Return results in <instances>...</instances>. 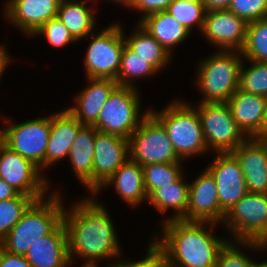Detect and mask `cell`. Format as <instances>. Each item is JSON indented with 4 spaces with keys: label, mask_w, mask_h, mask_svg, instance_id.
I'll return each mask as SVG.
<instances>
[{
    "label": "cell",
    "mask_w": 267,
    "mask_h": 267,
    "mask_svg": "<svg viewBox=\"0 0 267 267\" xmlns=\"http://www.w3.org/2000/svg\"><path fill=\"white\" fill-rule=\"evenodd\" d=\"M68 210L64 208L63 222L67 229L70 262L76 254L86 260L82 267H98L97 260L120 255L113 222L101 203L95 202L94 198H85Z\"/></svg>",
    "instance_id": "cell-1"
},
{
    "label": "cell",
    "mask_w": 267,
    "mask_h": 267,
    "mask_svg": "<svg viewBox=\"0 0 267 267\" xmlns=\"http://www.w3.org/2000/svg\"><path fill=\"white\" fill-rule=\"evenodd\" d=\"M162 224L161 239L154 236L153 241L166 253L170 267H215L228 242L213 235L211 226L217 223L167 220Z\"/></svg>",
    "instance_id": "cell-2"
},
{
    "label": "cell",
    "mask_w": 267,
    "mask_h": 267,
    "mask_svg": "<svg viewBox=\"0 0 267 267\" xmlns=\"http://www.w3.org/2000/svg\"><path fill=\"white\" fill-rule=\"evenodd\" d=\"M63 211L57 192L46 199L35 200L0 246L9 253L25 256L32 244L49 235L63 221Z\"/></svg>",
    "instance_id": "cell-3"
},
{
    "label": "cell",
    "mask_w": 267,
    "mask_h": 267,
    "mask_svg": "<svg viewBox=\"0 0 267 267\" xmlns=\"http://www.w3.org/2000/svg\"><path fill=\"white\" fill-rule=\"evenodd\" d=\"M160 112L149 110L164 126L181 159L207 152L198 111L186 102L174 101Z\"/></svg>",
    "instance_id": "cell-4"
},
{
    "label": "cell",
    "mask_w": 267,
    "mask_h": 267,
    "mask_svg": "<svg viewBox=\"0 0 267 267\" xmlns=\"http://www.w3.org/2000/svg\"><path fill=\"white\" fill-rule=\"evenodd\" d=\"M241 57L240 51L218 50L199 63L196 85L204 96L200 102H227L232 97L239 87Z\"/></svg>",
    "instance_id": "cell-5"
},
{
    "label": "cell",
    "mask_w": 267,
    "mask_h": 267,
    "mask_svg": "<svg viewBox=\"0 0 267 267\" xmlns=\"http://www.w3.org/2000/svg\"><path fill=\"white\" fill-rule=\"evenodd\" d=\"M223 223L239 245L267 249V194L248 192L226 213Z\"/></svg>",
    "instance_id": "cell-6"
},
{
    "label": "cell",
    "mask_w": 267,
    "mask_h": 267,
    "mask_svg": "<svg viewBox=\"0 0 267 267\" xmlns=\"http://www.w3.org/2000/svg\"><path fill=\"white\" fill-rule=\"evenodd\" d=\"M140 96L136 87L118 86L102 107L93 125L99 132L129 139L139 127L144 116L140 113Z\"/></svg>",
    "instance_id": "cell-7"
},
{
    "label": "cell",
    "mask_w": 267,
    "mask_h": 267,
    "mask_svg": "<svg viewBox=\"0 0 267 267\" xmlns=\"http://www.w3.org/2000/svg\"><path fill=\"white\" fill-rule=\"evenodd\" d=\"M129 155L141 166L181 162L163 124L150 111L129 138Z\"/></svg>",
    "instance_id": "cell-8"
},
{
    "label": "cell",
    "mask_w": 267,
    "mask_h": 267,
    "mask_svg": "<svg viewBox=\"0 0 267 267\" xmlns=\"http://www.w3.org/2000/svg\"><path fill=\"white\" fill-rule=\"evenodd\" d=\"M120 25L114 24L90 37L84 66L87 78L91 79H117L120 70L121 55L125 46L124 31Z\"/></svg>",
    "instance_id": "cell-9"
},
{
    "label": "cell",
    "mask_w": 267,
    "mask_h": 267,
    "mask_svg": "<svg viewBox=\"0 0 267 267\" xmlns=\"http://www.w3.org/2000/svg\"><path fill=\"white\" fill-rule=\"evenodd\" d=\"M208 149L232 153L246 136L232 118L227 102L199 103L197 108Z\"/></svg>",
    "instance_id": "cell-10"
},
{
    "label": "cell",
    "mask_w": 267,
    "mask_h": 267,
    "mask_svg": "<svg viewBox=\"0 0 267 267\" xmlns=\"http://www.w3.org/2000/svg\"><path fill=\"white\" fill-rule=\"evenodd\" d=\"M9 125L0 130V141L10 150L43 169L49 141L50 115Z\"/></svg>",
    "instance_id": "cell-11"
},
{
    "label": "cell",
    "mask_w": 267,
    "mask_h": 267,
    "mask_svg": "<svg viewBox=\"0 0 267 267\" xmlns=\"http://www.w3.org/2000/svg\"><path fill=\"white\" fill-rule=\"evenodd\" d=\"M40 168L0 141V178L21 194L42 199L49 182L40 175Z\"/></svg>",
    "instance_id": "cell-12"
},
{
    "label": "cell",
    "mask_w": 267,
    "mask_h": 267,
    "mask_svg": "<svg viewBox=\"0 0 267 267\" xmlns=\"http://www.w3.org/2000/svg\"><path fill=\"white\" fill-rule=\"evenodd\" d=\"M129 139L97 131L94 141L92 193L95 195L130 157Z\"/></svg>",
    "instance_id": "cell-13"
},
{
    "label": "cell",
    "mask_w": 267,
    "mask_h": 267,
    "mask_svg": "<svg viewBox=\"0 0 267 267\" xmlns=\"http://www.w3.org/2000/svg\"><path fill=\"white\" fill-rule=\"evenodd\" d=\"M206 169L216 181L220 208L227 213L248 193L240 163L232 153H217Z\"/></svg>",
    "instance_id": "cell-14"
},
{
    "label": "cell",
    "mask_w": 267,
    "mask_h": 267,
    "mask_svg": "<svg viewBox=\"0 0 267 267\" xmlns=\"http://www.w3.org/2000/svg\"><path fill=\"white\" fill-rule=\"evenodd\" d=\"M225 215L218 201L216 181L206 169L189 184V202L182 220L219 223Z\"/></svg>",
    "instance_id": "cell-15"
},
{
    "label": "cell",
    "mask_w": 267,
    "mask_h": 267,
    "mask_svg": "<svg viewBox=\"0 0 267 267\" xmlns=\"http://www.w3.org/2000/svg\"><path fill=\"white\" fill-rule=\"evenodd\" d=\"M247 23L229 10L207 11L203 32L206 39L223 51H241Z\"/></svg>",
    "instance_id": "cell-16"
},
{
    "label": "cell",
    "mask_w": 267,
    "mask_h": 267,
    "mask_svg": "<svg viewBox=\"0 0 267 267\" xmlns=\"http://www.w3.org/2000/svg\"><path fill=\"white\" fill-rule=\"evenodd\" d=\"M61 0H8L5 17L23 31L33 36L49 20L57 17Z\"/></svg>",
    "instance_id": "cell-17"
},
{
    "label": "cell",
    "mask_w": 267,
    "mask_h": 267,
    "mask_svg": "<svg viewBox=\"0 0 267 267\" xmlns=\"http://www.w3.org/2000/svg\"><path fill=\"white\" fill-rule=\"evenodd\" d=\"M232 154L240 163L247 191L267 194V143L247 138Z\"/></svg>",
    "instance_id": "cell-18"
},
{
    "label": "cell",
    "mask_w": 267,
    "mask_h": 267,
    "mask_svg": "<svg viewBox=\"0 0 267 267\" xmlns=\"http://www.w3.org/2000/svg\"><path fill=\"white\" fill-rule=\"evenodd\" d=\"M25 258L33 267L70 265L67 229L62 221L49 235L30 246Z\"/></svg>",
    "instance_id": "cell-19"
},
{
    "label": "cell",
    "mask_w": 267,
    "mask_h": 267,
    "mask_svg": "<svg viewBox=\"0 0 267 267\" xmlns=\"http://www.w3.org/2000/svg\"><path fill=\"white\" fill-rule=\"evenodd\" d=\"M90 84L76 96L77 105L66 110L82 125L93 126L112 92L119 86L112 79H88Z\"/></svg>",
    "instance_id": "cell-20"
},
{
    "label": "cell",
    "mask_w": 267,
    "mask_h": 267,
    "mask_svg": "<svg viewBox=\"0 0 267 267\" xmlns=\"http://www.w3.org/2000/svg\"><path fill=\"white\" fill-rule=\"evenodd\" d=\"M227 104L238 128L247 138H253L262 125L267 109V98L238 88Z\"/></svg>",
    "instance_id": "cell-21"
},
{
    "label": "cell",
    "mask_w": 267,
    "mask_h": 267,
    "mask_svg": "<svg viewBox=\"0 0 267 267\" xmlns=\"http://www.w3.org/2000/svg\"><path fill=\"white\" fill-rule=\"evenodd\" d=\"M83 125L66 109L50 116L49 141L45 151V167L66 158L71 144Z\"/></svg>",
    "instance_id": "cell-22"
},
{
    "label": "cell",
    "mask_w": 267,
    "mask_h": 267,
    "mask_svg": "<svg viewBox=\"0 0 267 267\" xmlns=\"http://www.w3.org/2000/svg\"><path fill=\"white\" fill-rule=\"evenodd\" d=\"M97 131L94 126L83 125L68 153L75 175L91 193L94 141Z\"/></svg>",
    "instance_id": "cell-23"
},
{
    "label": "cell",
    "mask_w": 267,
    "mask_h": 267,
    "mask_svg": "<svg viewBox=\"0 0 267 267\" xmlns=\"http://www.w3.org/2000/svg\"><path fill=\"white\" fill-rule=\"evenodd\" d=\"M111 184H114L118 195L128 205L136 206L148 198L144 187L143 168L130 158L113 173L101 188Z\"/></svg>",
    "instance_id": "cell-24"
},
{
    "label": "cell",
    "mask_w": 267,
    "mask_h": 267,
    "mask_svg": "<svg viewBox=\"0 0 267 267\" xmlns=\"http://www.w3.org/2000/svg\"><path fill=\"white\" fill-rule=\"evenodd\" d=\"M139 24L171 54L190 32L166 10L140 18Z\"/></svg>",
    "instance_id": "cell-25"
},
{
    "label": "cell",
    "mask_w": 267,
    "mask_h": 267,
    "mask_svg": "<svg viewBox=\"0 0 267 267\" xmlns=\"http://www.w3.org/2000/svg\"><path fill=\"white\" fill-rule=\"evenodd\" d=\"M93 9L86 6L84 0H61L58 7L57 19L61 21L78 41L95 29L96 18Z\"/></svg>",
    "instance_id": "cell-26"
},
{
    "label": "cell",
    "mask_w": 267,
    "mask_h": 267,
    "mask_svg": "<svg viewBox=\"0 0 267 267\" xmlns=\"http://www.w3.org/2000/svg\"><path fill=\"white\" fill-rule=\"evenodd\" d=\"M182 175L176 182L155 189L147 198L154 208L164 213L168 208L176 210L173 217L167 220H182L186 216V210L189 202V184L183 182Z\"/></svg>",
    "instance_id": "cell-27"
},
{
    "label": "cell",
    "mask_w": 267,
    "mask_h": 267,
    "mask_svg": "<svg viewBox=\"0 0 267 267\" xmlns=\"http://www.w3.org/2000/svg\"><path fill=\"white\" fill-rule=\"evenodd\" d=\"M137 31L125 38V44L138 56L149 62L157 71L168 64L171 55L138 23Z\"/></svg>",
    "instance_id": "cell-28"
},
{
    "label": "cell",
    "mask_w": 267,
    "mask_h": 267,
    "mask_svg": "<svg viewBox=\"0 0 267 267\" xmlns=\"http://www.w3.org/2000/svg\"><path fill=\"white\" fill-rule=\"evenodd\" d=\"M156 72L158 71L149 62L138 56L125 44L121 55L120 70L116 79L119 86L134 88L133 82H131L134 77H146Z\"/></svg>",
    "instance_id": "cell-29"
},
{
    "label": "cell",
    "mask_w": 267,
    "mask_h": 267,
    "mask_svg": "<svg viewBox=\"0 0 267 267\" xmlns=\"http://www.w3.org/2000/svg\"><path fill=\"white\" fill-rule=\"evenodd\" d=\"M180 166L181 162L150 163L142 166L144 187L147 196L157 188L176 182L182 176L183 171Z\"/></svg>",
    "instance_id": "cell-30"
},
{
    "label": "cell",
    "mask_w": 267,
    "mask_h": 267,
    "mask_svg": "<svg viewBox=\"0 0 267 267\" xmlns=\"http://www.w3.org/2000/svg\"><path fill=\"white\" fill-rule=\"evenodd\" d=\"M240 52L249 61L267 62V18L247 24L246 40Z\"/></svg>",
    "instance_id": "cell-31"
},
{
    "label": "cell",
    "mask_w": 267,
    "mask_h": 267,
    "mask_svg": "<svg viewBox=\"0 0 267 267\" xmlns=\"http://www.w3.org/2000/svg\"><path fill=\"white\" fill-rule=\"evenodd\" d=\"M166 11L190 33L195 25L202 31L207 12L202 0H173Z\"/></svg>",
    "instance_id": "cell-32"
},
{
    "label": "cell",
    "mask_w": 267,
    "mask_h": 267,
    "mask_svg": "<svg viewBox=\"0 0 267 267\" xmlns=\"http://www.w3.org/2000/svg\"><path fill=\"white\" fill-rule=\"evenodd\" d=\"M34 201L33 197L21 193L12 199L0 201V242Z\"/></svg>",
    "instance_id": "cell-33"
},
{
    "label": "cell",
    "mask_w": 267,
    "mask_h": 267,
    "mask_svg": "<svg viewBox=\"0 0 267 267\" xmlns=\"http://www.w3.org/2000/svg\"><path fill=\"white\" fill-rule=\"evenodd\" d=\"M252 66L245 69L242 63L239 77V89L267 98V62L250 60Z\"/></svg>",
    "instance_id": "cell-34"
},
{
    "label": "cell",
    "mask_w": 267,
    "mask_h": 267,
    "mask_svg": "<svg viewBox=\"0 0 267 267\" xmlns=\"http://www.w3.org/2000/svg\"><path fill=\"white\" fill-rule=\"evenodd\" d=\"M228 10L248 24L267 18V0H231Z\"/></svg>",
    "instance_id": "cell-35"
},
{
    "label": "cell",
    "mask_w": 267,
    "mask_h": 267,
    "mask_svg": "<svg viewBox=\"0 0 267 267\" xmlns=\"http://www.w3.org/2000/svg\"><path fill=\"white\" fill-rule=\"evenodd\" d=\"M35 34L46 36L49 44L58 48H63V46L77 41L67 27L57 18L49 20Z\"/></svg>",
    "instance_id": "cell-36"
},
{
    "label": "cell",
    "mask_w": 267,
    "mask_h": 267,
    "mask_svg": "<svg viewBox=\"0 0 267 267\" xmlns=\"http://www.w3.org/2000/svg\"><path fill=\"white\" fill-rule=\"evenodd\" d=\"M232 242H227L220 250L215 267H257L255 260L249 258L238 249V244L235 246Z\"/></svg>",
    "instance_id": "cell-37"
},
{
    "label": "cell",
    "mask_w": 267,
    "mask_h": 267,
    "mask_svg": "<svg viewBox=\"0 0 267 267\" xmlns=\"http://www.w3.org/2000/svg\"><path fill=\"white\" fill-rule=\"evenodd\" d=\"M154 242V243H153ZM150 243L146 257L136 262H114L109 267H170L166 253L156 244L155 241Z\"/></svg>",
    "instance_id": "cell-38"
},
{
    "label": "cell",
    "mask_w": 267,
    "mask_h": 267,
    "mask_svg": "<svg viewBox=\"0 0 267 267\" xmlns=\"http://www.w3.org/2000/svg\"><path fill=\"white\" fill-rule=\"evenodd\" d=\"M172 2L173 0H136L131 8L144 12L143 18L152 13L167 10Z\"/></svg>",
    "instance_id": "cell-39"
},
{
    "label": "cell",
    "mask_w": 267,
    "mask_h": 267,
    "mask_svg": "<svg viewBox=\"0 0 267 267\" xmlns=\"http://www.w3.org/2000/svg\"><path fill=\"white\" fill-rule=\"evenodd\" d=\"M0 267H33L23 255L9 253L0 246Z\"/></svg>",
    "instance_id": "cell-40"
},
{
    "label": "cell",
    "mask_w": 267,
    "mask_h": 267,
    "mask_svg": "<svg viewBox=\"0 0 267 267\" xmlns=\"http://www.w3.org/2000/svg\"><path fill=\"white\" fill-rule=\"evenodd\" d=\"M19 194L12 186L5 180L0 178V201H5L16 197Z\"/></svg>",
    "instance_id": "cell-41"
},
{
    "label": "cell",
    "mask_w": 267,
    "mask_h": 267,
    "mask_svg": "<svg viewBox=\"0 0 267 267\" xmlns=\"http://www.w3.org/2000/svg\"><path fill=\"white\" fill-rule=\"evenodd\" d=\"M206 11L228 10L231 0H202Z\"/></svg>",
    "instance_id": "cell-42"
},
{
    "label": "cell",
    "mask_w": 267,
    "mask_h": 267,
    "mask_svg": "<svg viewBox=\"0 0 267 267\" xmlns=\"http://www.w3.org/2000/svg\"><path fill=\"white\" fill-rule=\"evenodd\" d=\"M253 138L262 142L267 141V109L259 132Z\"/></svg>",
    "instance_id": "cell-43"
},
{
    "label": "cell",
    "mask_w": 267,
    "mask_h": 267,
    "mask_svg": "<svg viewBox=\"0 0 267 267\" xmlns=\"http://www.w3.org/2000/svg\"><path fill=\"white\" fill-rule=\"evenodd\" d=\"M9 62H10L9 54H7V51L5 50L4 46H0V79L5 68L8 66Z\"/></svg>",
    "instance_id": "cell-44"
},
{
    "label": "cell",
    "mask_w": 267,
    "mask_h": 267,
    "mask_svg": "<svg viewBox=\"0 0 267 267\" xmlns=\"http://www.w3.org/2000/svg\"><path fill=\"white\" fill-rule=\"evenodd\" d=\"M112 1H116V2H119L121 4L123 3L127 7L129 6L131 8L136 0H112Z\"/></svg>",
    "instance_id": "cell-45"
},
{
    "label": "cell",
    "mask_w": 267,
    "mask_h": 267,
    "mask_svg": "<svg viewBox=\"0 0 267 267\" xmlns=\"http://www.w3.org/2000/svg\"><path fill=\"white\" fill-rule=\"evenodd\" d=\"M257 267H267V261L257 263Z\"/></svg>",
    "instance_id": "cell-46"
}]
</instances>
